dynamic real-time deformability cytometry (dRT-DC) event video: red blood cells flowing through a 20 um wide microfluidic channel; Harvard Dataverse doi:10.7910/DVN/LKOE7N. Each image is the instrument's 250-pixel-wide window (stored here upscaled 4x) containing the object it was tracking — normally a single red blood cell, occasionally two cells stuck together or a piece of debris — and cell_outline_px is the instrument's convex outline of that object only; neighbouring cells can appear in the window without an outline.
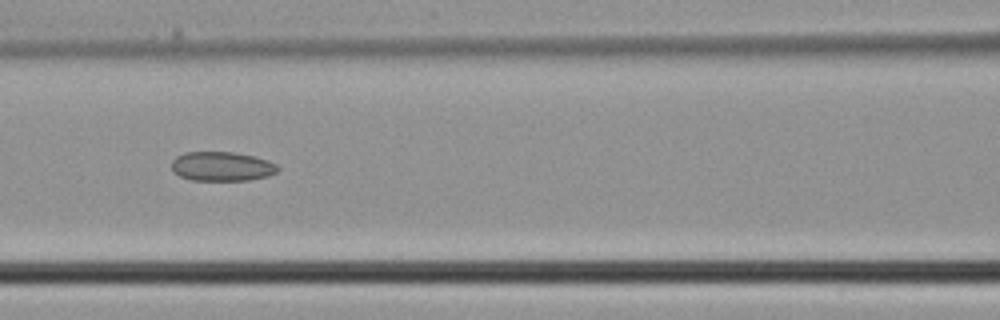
{"species": "common noctule bat (a hibernating species)", "species_latin": "Nyctalus noctula", "temperature_condition": "cold", "stored_images_in_passage": 6, "camera_frame_rate_fps": 3000, "um_per_image_px": 0.085, "animal": {"sex": "male", "body_mass_g": 21.5, "forearm_length_mm": 52.0}, "frame": {"image": 1, "passage_image": 5, "time_ms": 1.333, "image_size_px": [1000, 320], "cell_outline_px": [[280, 168], [276, 172], [268, 176], [248, 180], [192, 180], [180, 176], [172, 168], [172, 160], [176, 156], [184, 152], [232, 152], [256, 156], [268, 160], [276, 164]], "centroid_in_image_um": [18.88, 14.13], "position_along_channel_um": 147.7, "area_um2": 18.15}}
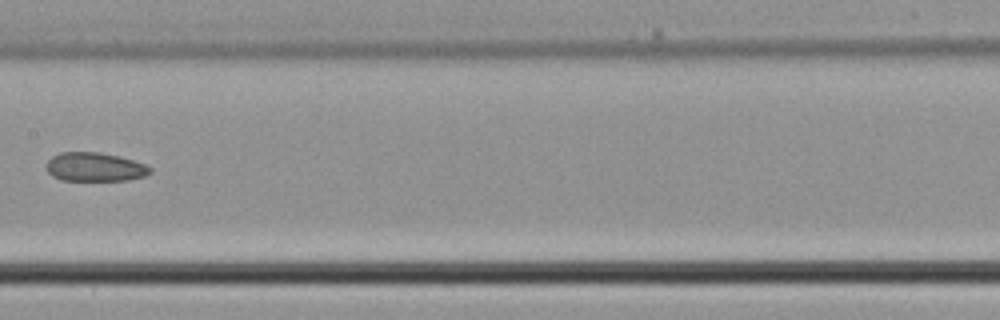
{"frame": {"image": 2, "passage_image": 6, "time_ms": 1.667, "image_size_px": [1000, 320], "cell_outline_px": [[152, 172], [144, 176], [128, 180], [60, 180], [52, 176], [48, 172], [48, 160], [52, 156], [60, 152], [100, 152], [120, 156], [144, 164], [152, 168]], "centroid_in_image_um": [8.07, 14.19], "position_along_channel_um": 199.3, "area_um2": 17.4}}